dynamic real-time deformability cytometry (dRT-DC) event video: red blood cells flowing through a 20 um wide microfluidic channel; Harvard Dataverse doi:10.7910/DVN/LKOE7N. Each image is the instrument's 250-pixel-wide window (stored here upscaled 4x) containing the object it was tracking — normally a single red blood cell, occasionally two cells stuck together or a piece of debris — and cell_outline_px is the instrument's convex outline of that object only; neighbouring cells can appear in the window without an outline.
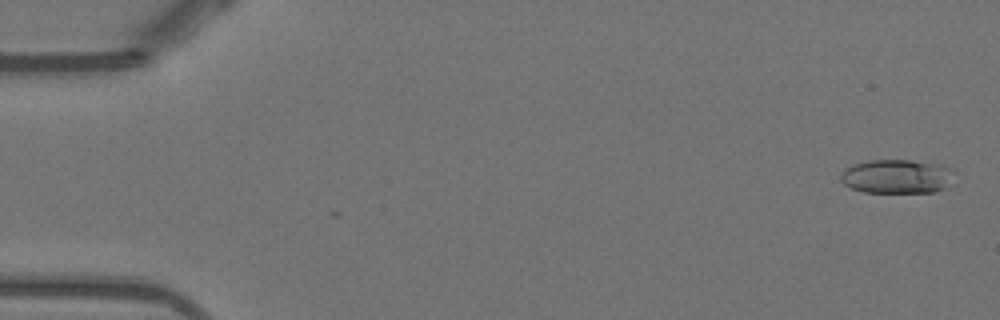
{"species": "Egyptian fruit bat (a non-hibernating species)", "species_latin": "Rousettus aegyptiacus", "temperature_condition": "warm", "stored_images_in_passage": 34, "camera_frame_rate_fps": 3000, "um_per_image_px": 0.085, "animal": {"sex": "female"}, "frame": {"image": 1, "passage_image": 1, "time_ms": 0.0, "image_size_px": [1000, 320], "cell_outline_px": [[956, 172], [944, 188], [932, 192], [864, 192], [852, 188], [844, 184], [840, 180], [840, 172], [844, 168], [852, 164], [868, 160], [912, 160], [940, 164], [952, 168]], "centroid_in_image_um": [76.2, 14.98], "position_along_channel_um": 8.8, "area_um2": 22.72}}
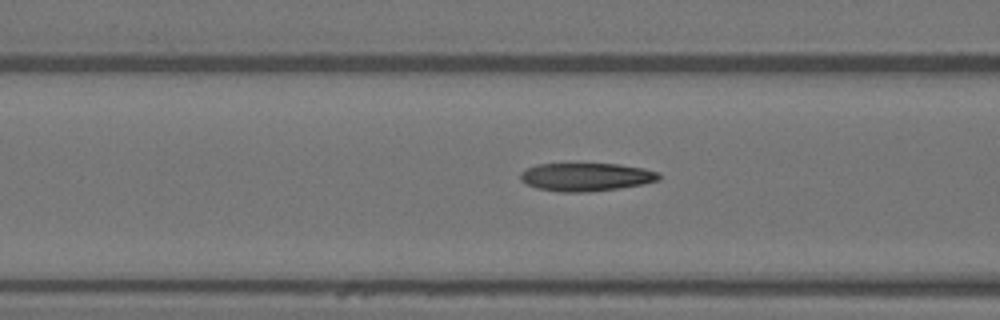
{"frame": {"image": 2, "passage_image": 20, "time_ms": 6.333, "image_size_px": [1000, 320], "cell_outline_px": [[660, 180], [644, 184], [620, 188], [588, 192], [560, 192], [536, 188], [520, 180], [520, 172], [536, 164], [620, 164], [644, 168], [660, 172]], "centroid_in_image_um": [49.85, 15.04], "position_along_channel_um": 116.8, "area_um2": 22.89}}
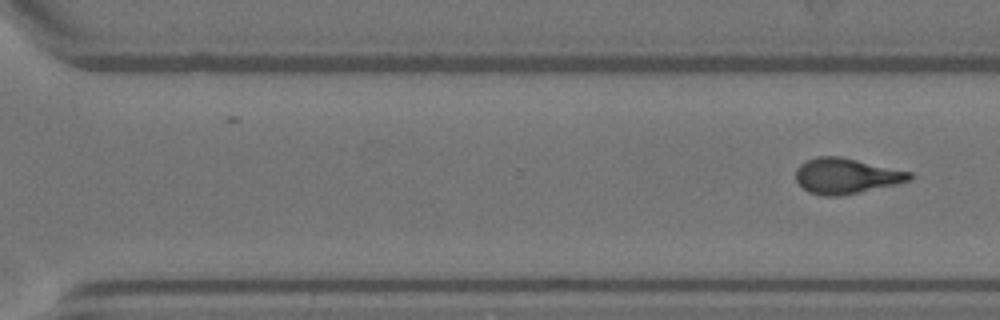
{"frame": {"image": 3, "passage_image": 34, "time_ms": 11.0, "image_size_px": [1000, 320], "cell_outline_px": [[912, 180], [896, 184], [840, 196], [824, 196], [808, 192], [796, 180], [796, 168], [800, 164], [816, 156], [840, 156], [912, 172]], "centroid_in_image_um": [71.92, 14.95], "position_along_channel_um": 298.7, "area_um2": 23.47}}